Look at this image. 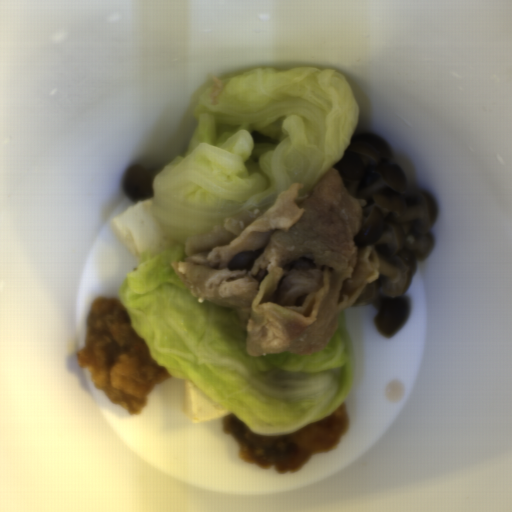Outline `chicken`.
Here are the masks:
<instances>
[{
  "instance_id": "chicken-1",
  "label": "chicken",
  "mask_w": 512,
  "mask_h": 512,
  "mask_svg": "<svg viewBox=\"0 0 512 512\" xmlns=\"http://www.w3.org/2000/svg\"><path fill=\"white\" fill-rule=\"evenodd\" d=\"M76 355L81 367L89 369L93 387L130 416L143 412L156 384L173 377L149 355L147 342L136 335L120 298L103 295L93 299L84 346Z\"/></svg>"
},
{
  "instance_id": "chicken-2",
  "label": "chicken",
  "mask_w": 512,
  "mask_h": 512,
  "mask_svg": "<svg viewBox=\"0 0 512 512\" xmlns=\"http://www.w3.org/2000/svg\"><path fill=\"white\" fill-rule=\"evenodd\" d=\"M350 416L340 403L328 416L286 435H260L233 413L222 418V430L239 444V458L258 464L261 469L276 466L277 472L295 473L313 454L332 450L348 431Z\"/></svg>"
}]
</instances>
